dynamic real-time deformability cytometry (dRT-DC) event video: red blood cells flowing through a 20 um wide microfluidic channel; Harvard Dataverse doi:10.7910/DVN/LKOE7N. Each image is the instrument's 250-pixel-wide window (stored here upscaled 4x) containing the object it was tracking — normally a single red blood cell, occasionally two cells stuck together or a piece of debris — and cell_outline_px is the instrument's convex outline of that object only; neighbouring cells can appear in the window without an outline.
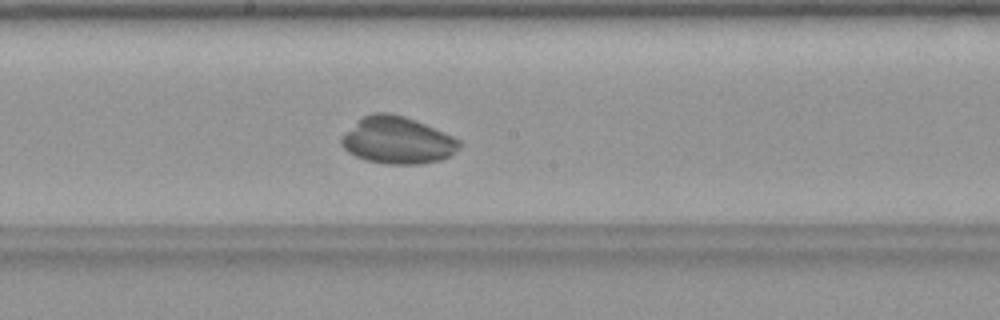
{"species": "common noctule bat (a hibernating species)", "species_latin": "Nyctalus noctula", "temperature_condition": "warm", "stored_images_in_passage": 42, "camera_frame_rate_fps": 3000, "um_per_image_px": 0.085, "animal": {"sex": "female", "body_mass_g": 19.9}, "frame": {"image": 1, "passage_image": 22, "time_ms": 7.0, "image_size_px": [1000, 320], "cell_outline_px": [[464, 144], [452, 156], [440, 160], [420, 164], [384, 164], [364, 160], [348, 152], [340, 144], [340, 136], [344, 132], [364, 116], [372, 112], [388, 112], [404, 116], [416, 120], [444, 132], [460, 140]], "centroid_in_image_um": [33.79, 11.93], "position_along_channel_um": 214.4, "area_um2": 32.71}}
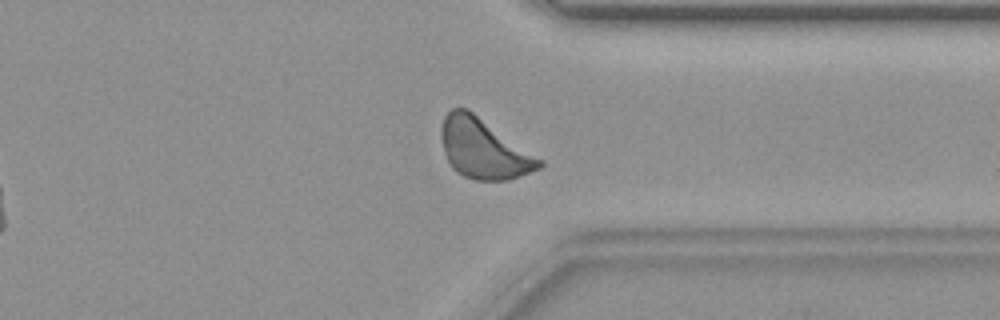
{"frame": {"image": 2, "passage_image": 32, "time_ms": 10.333, "image_size_px": [1000, 320], "cell_outline_px": [[544, 164], [540, 168], [508, 180], [476, 180], [464, 176], [456, 172], [452, 168], [444, 152], [440, 136], [440, 128], [444, 116], [452, 108], [468, 108], [544, 160]], "centroid_in_image_um": [41.1, 12.62], "position_along_channel_um": 370.3, "area_um2": 34.39}}
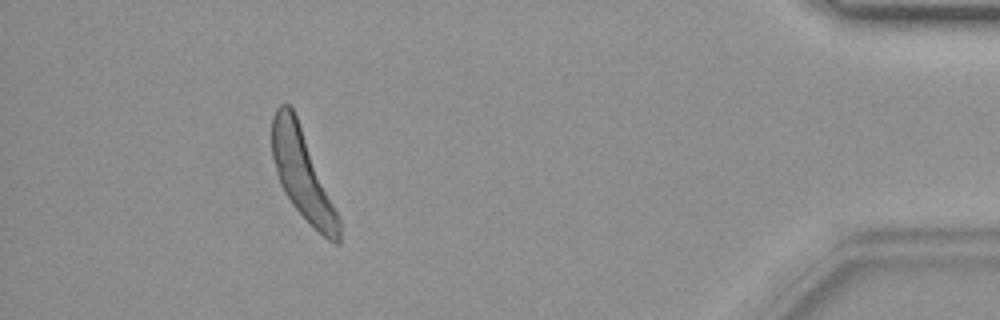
{"frame": {"image": 3, "passage_image": 38, "time_ms": 12.333, "image_size_px": [1000, 320], "cell_outline_px": [[340, 244], [336, 244], [328, 240], [292, 204], [284, 192], [280, 184], [276, 172], [272, 156], [272, 116], [276, 108], [280, 104], [288, 104], [292, 108], [296, 116], [340, 216]], "centroid_in_image_um": [25.7, 14.82], "position_along_channel_um": 409.5, "area_um2": 34.16}}